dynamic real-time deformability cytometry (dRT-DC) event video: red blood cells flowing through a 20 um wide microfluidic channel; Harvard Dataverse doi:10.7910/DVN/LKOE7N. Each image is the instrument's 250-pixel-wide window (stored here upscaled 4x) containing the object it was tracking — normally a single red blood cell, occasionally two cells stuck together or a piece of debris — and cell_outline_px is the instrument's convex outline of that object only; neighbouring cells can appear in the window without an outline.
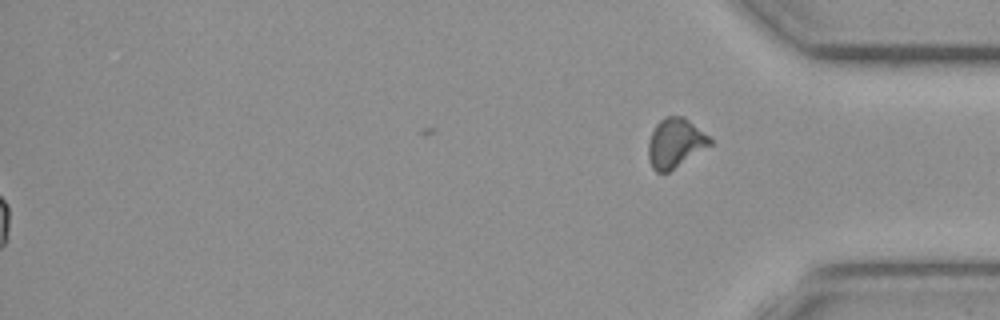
{"species": "common noctule bat (a hibernating species)", "species_latin": "Nyctalus noctula", "temperature_condition": "cold", "stored_images_in_passage": 58, "segment_of_instrument_passage": [2, 2], "camera_frame_rate_fps": 3000, "um_per_image_px": 0.085, "animal": {"sex": "female", "body_mass_g": 19.3, "forearm_length_mm": 54.1}, "frame": {"image": 1, "passage_image": 58, "time_ms": 19.0, "image_size_px": [1000, 320], "cell_outline_px": [[712, 144], [668, 172], [656, 172], [652, 168], [648, 156], [648, 140], [656, 124], [664, 116], [684, 116], [708, 136], [712, 140]], "centroid_in_image_um": [57.37, 12.15], "position_along_channel_um": 377.8, "area_um2": 17.57}}